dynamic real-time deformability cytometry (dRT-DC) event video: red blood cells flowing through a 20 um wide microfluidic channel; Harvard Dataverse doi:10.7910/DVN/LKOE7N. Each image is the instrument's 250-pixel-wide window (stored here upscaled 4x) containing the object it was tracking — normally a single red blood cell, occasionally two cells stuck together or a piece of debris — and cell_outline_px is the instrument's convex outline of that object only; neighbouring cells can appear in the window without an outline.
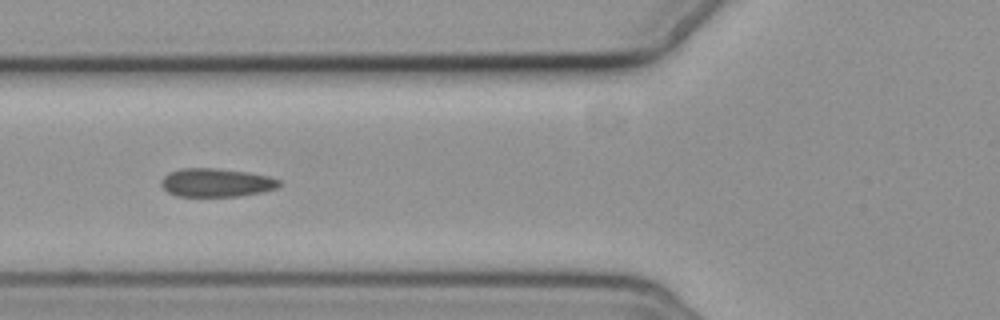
{"species": "common noctule bat (a hibernating species)", "species_latin": "Nyctalus noctula", "temperature_condition": "cold", "stored_images_in_passage": 5, "camera_frame_rate_fps": 3000, "um_per_image_px": 0.085, "animal": {"sex": "female", "body_mass_g": 19.3, "forearm_length_mm": 54.1}, "frame": {"image": 1, "passage_image": 5, "time_ms": 4.667, "image_size_px": [1000, 320], "cell_outline_px": [[280, 184], [276, 188], [260, 192], [240, 196], [176, 196], [168, 192], [160, 184], [160, 180], [168, 172], [180, 168], [216, 168], [248, 172], [268, 176], [280, 180]], "centroid_in_image_um": [18.34, 15.51], "position_along_channel_um": 107.5, "area_um2": 19.59}}